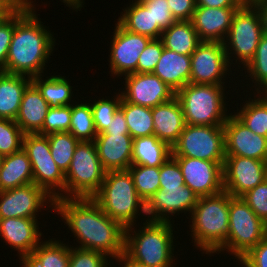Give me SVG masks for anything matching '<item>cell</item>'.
Returning a JSON list of instances; mask_svg holds the SVG:
<instances>
[{
	"label": "cell",
	"instance_id": "obj_1",
	"mask_svg": "<svg viewBox=\"0 0 267 267\" xmlns=\"http://www.w3.org/2000/svg\"><path fill=\"white\" fill-rule=\"evenodd\" d=\"M54 213L68 233L76 238L74 247L98 251L111 260L125 251L126 228L110 218L93 198H56Z\"/></svg>",
	"mask_w": 267,
	"mask_h": 267
},
{
	"label": "cell",
	"instance_id": "obj_2",
	"mask_svg": "<svg viewBox=\"0 0 267 267\" xmlns=\"http://www.w3.org/2000/svg\"><path fill=\"white\" fill-rule=\"evenodd\" d=\"M38 15L32 9L15 11L14 32L6 63L0 71L30 78L48 74L46 67L58 43L54 32Z\"/></svg>",
	"mask_w": 267,
	"mask_h": 267
},
{
	"label": "cell",
	"instance_id": "obj_3",
	"mask_svg": "<svg viewBox=\"0 0 267 267\" xmlns=\"http://www.w3.org/2000/svg\"><path fill=\"white\" fill-rule=\"evenodd\" d=\"M174 225L176 226L170 222L145 220L126 227L124 253L147 267H175L178 258L174 255V250L178 246L174 244L178 241H175L174 236L179 232L174 230Z\"/></svg>",
	"mask_w": 267,
	"mask_h": 267
},
{
	"label": "cell",
	"instance_id": "obj_4",
	"mask_svg": "<svg viewBox=\"0 0 267 267\" xmlns=\"http://www.w3.org/2000/svg\"><path fill=\"white\" fill-rule=\"evenodd\" d=\"M193 246L213 256L226 243L229 231V193L200 197L190 216L185 215ZM192 220V221H191ZM194 240V241H193Z\"/></svg>",
	"mask_w": 267,
	"mask_h": 267
},
{
	"label": "cell",
	"instance_id": "obj_5",
	"mask_svg": "<svg viewBox=\"0 0 267 267\" xmlns=\"http://www.w3.org/2000/svg\"><path fill=\"white\" fill-rule=\"evenodd\" d=\"M233 85L234 87L188 83L177 91L175 97L181 105L186 124L223 126L231 114V111H229L230 106L227 107L229 89L232 87L234 91L237 90L235 92H240V89H237L238 87L235 86H239V82Z\"/></svg>",
	"mask_w": 267,
	"mask_h": 267
},
{
	"label": "cell",
	"instance_id": "obj_6",
	"mask_svg": "<svg viewBox=\"0 0 267 267\" xmlns=\"http://www.w3.org/2000/svg\"><path fill=\"white\" fill-rule=\"evenodd\" d=\"M92 198L104 213L125 228L140 219L147 220L146 204L139 197L129 170L106 172L100 190Z\"/></svg>",
	"mask_w": 267,
	"mask_h": 267
},
{
	"label": "cell",
	"instance_id": "obj_7",
	"mask_svg": "<svg viewBox=\"0 0 267 267\" xmlns=\"http://www.w3.org/2000/svg\"><path fill=\"white\" fill-rule=\"evenodd\" d=\"M267 235V224L241 197L229 194V231L226 243L215 254H226L238 262ZM235 257V258H233Z\"/></svg>",
	"mask_w": 267,
	"mask_h": 267
},
{
	"label": "cell",
	"instance_id": "obj_8",
	"mask_svg": "<svg viewBox=\"0 0 267 267\" xmlns=\"http://www.w3.org/2000/svg\"><path fill=\"white\" fill-rule=\"evenodd\" d=\"M263 35L259 12L246 1L234 14L224 41L228 62L237 73L252 60Z\"/></svg>",
	"mask_w": 267,
	"mask_h": 267
},
{
	"label": "cell",
	"instance_id": "obj_9",
	"mask_svg": "<svg viewBox=\"0 0 267 267\" xmlns=\"http://www.w3.org/2000/svg\"><path fill=\"white\" fill-rule=\"evenodd\" d=\"M105 174L94 141L79 142L65 173V198H92L100 190Z\"/></svg>",
	"mask_w": 267,
	"mask_h": 267
},
{
	"label": "cell",
	"instance_id": "obj_10",
	"mask_svg": "<svg viewBox=\"0 0 267 267\" xmlns=\"http://www.w3.org/2000/svg\"><path fill=\"white\" fill-rule=\"evenodd\" d=\"M22 148L32 165L33 183L54 199L65 198V174L52 158L48 137L25 134Z\"/></svg>",
	"mask_w": 267,
	"mask_h": 267
},
{
	"label": "cell",
	"instance_id": "obj_11",
	"mask_svg": "<svg viewBox=\"0 0 267 267\" xmlns=\"http://www.w3.org/2000/svg\"><path fill=\"white\" fill-rule=\"evenodd\" d=\"M171 156L224 162L226 158L224 127L186 124L171 148Z\"/></svg>",
	"mask_w": 267,
	"mask_h": 267
},
{
	"label": "cell",
	"instance_id": "obj_12",
	"mask_svg": "<svg viewBox=\"0 0 267 267\" xmlns=\"http://www.w3.org/2000/svg\"><path fill=\"white\" fill-rule=\"evenodd\" d=\"M235 74L237 76L238 73L231 68L228 62L224 43L202 41L191 54L189 83L233 86V83L237 84Z\"/></svg>",
	"mask_w": 267,
	"mask_h": 267
},
{
	"label": "cell",
	"instance_id": "obj_13",
	"mask_svg": "<svg viewBox=\"0 0 267 267\" xmlns=\"http://www.w3.org/2000/svg\"><path fill=\"white\" fill-rule=\"evenodd\" d=\"M42 208L54 211V198L34 183L0 191V218L37 219Z\"/></svg>",
	"mask_w": 267,
	"mask_h": 267
},
{
	"label": "cell",
	"instance_id": "obj_14",
	"mask_svg": "<svg viewBox=\"0 0 267 267\" xmlns=\"http://www.w3.org/2000/svg\"><path fill=\"white\" fill-rule=\"evenodd\" d=\"M111 35L109 45V67L110 78H121L130 73H137V63L140 53L145 49L151 38L132 33L124 29L117 21Z\"/></svg>",
	"mask_w": 267,
	"mask_h": 267
},
{
	"label": "cell",
	"instance_id": "obj_15",
	"mask_svg": "<svg viewBox=\"0 0 267 267\" xmlns=\"http://www.w3.org/2000/svg\"><path fill=\"white\" fill-rule=\"evenodd\" d=\"M120 79L124 80L120 85H125L119 88L122 99L135 105L153 108L175 97V92L153 73H130Z\"/></svg>",
	"mask_w": 267,
	"mask_h": 267
},
{
	"label": "cell",
	"instance_id": "obj_16",
	"mask_svg": "<svg viewBox=\"0 0 267 267\" xmlns=\"http://www.w3.org/2000/svg\"><path fill=\"white\" fill-rule=\"evenodd\" d=\"M179 164L185 185L200 198L224 191L223 164L190 157H173Z\"/></svg>",
	"mask_w": 267,
	"mask_h": 267
},
{
	"label": "cell",
	"instance_id": "obj_17",
	"mask_svg": "<svg viewBox=\"0 0 267 267\" xmlns=\"http://www.w3.org/2000/svg\"><path fill=\"white\" fill-rule=\"evenodd\" d=\"M267 178L265 161L240 156H226L223 187L233 197H241Z\"/></svg>",
	"mask_w": 267,
	"mask_h": 267
},
{
	"label": "cell",
	"instance_id": "obj_18",
	"mask_svg": "<svg viewBox=\"0 0 267 267\" xmlns=\"http://www.w3.org/2000/svg\"><path fill=\"white\" fill-rule=\"evenodd\" d=\"M198 198L186 185L173 189H158L146 203L145 215L147 220L175 223L173 216L179 218L180 213L190 216Z\"/></svg>",
	"mask_w": 267,
	"mask_h": 267
},
{
	"label": "cell",
	"instance_id": "obj_19",
	"mask_svg": "<svg viewBox=\"0 0 267 267\" xmlns=\"http://www.w3.org/2000/svg\"><path fill=\"white\" fill-rule=\"evenodd\" d=\"M223 127L226 156L266 160L267 137L249 130L232 112Z\"/></svg>",
	"mask_w": 267,
	"mask_h": 267
},
{
	"label": "cell",
	"instance_id": "obj_20",
	"mask_svg": "<svg viewBox=\"0 0 267 267\" xmlns=\"http://www.w3.org/2000/svg\"><path fill=\"white\" fill-rule=\"evenodd\" d=\"M40 224L33 218H0V237L6 246L10 245L14 252L17 251L19 259L28 258L45 240L44 233L39 231L42 228Z\"/></svg>",
	"mask_w": 267,
	"mask_h": 267
},
{
	"label": "cell",
	"instance_id": "obj_21",
	"mask_svg": "<svg viewBox=\"0 0 267 267\" xmlns=\"http://www.w3.org/2000/svg\"><path fill=\"white\" fill-rule=\"evenodd\" d=\"M239 8L196 7L191 22L200 40L224 43Z\"/></svg>",
	"mask_w": 267,
	"mask_h": 267
},
{
	"label": "cell",
	"instance_id": "obj_22",
	"mask_svg": "<svg viewBox=\"0 0 267 267\" xmlns=\"http://www.w3.org/2000/svg\"><path fill=\"white\" fill-rule=\"evenodd\" d=\"M94 144L106 172L128 170L132 165L133 138L130 134H97Z\"/></svg>",
	"mask_w": 267,
	"mask_h": 267
},
{
	"label": "cell",
	"instance_id": "obj_23",
	"mask_svg": "<svg viewBox=\"0 0 267 267\" xmlns=\"http://www.w3.org/2000/svg\"><path fill=\"white\" fill-rule=\"evenodd\" d=\"M154 135L170 148L177 142L186 122L176 97L152 108Z\"/></svg>",
	"mask_w": 267,
	"mask_h": 267
},
{
	"label": "cell",
	"instance_id": "obj_24",
	"mask_svg": "<svg viewBox=\"0 0 267 267\" xmlns=\"http://www.w3.org/2000/svg\"><path fill=\"white\" fill-rule=\"evenodd\" d=\"M49 109V104L31 82L23 93L15 122L24 134H37L43 128Z\"/></svg>",
	"mask_w": 267,
	"mask_h": 267
},
{
	"label": "cell",
	"instance_id": "obj_25",
	"mask_svg": "<svg viewBox=\"0 0 267 267\" xmlns=\"http://www.w3.org/2000/svg\"><path fill=\"white\" fill-rule=\"evenodd\" d=\"M152 73L176 93L190 81L191 56L164 48Z\"/></svg>",
	"mask_w": 267,
	"mask_h": 267
},
{
	"label": "cell",
	"instance_id": "obj_26",
	"mask_svg": "<svg viewBox=\"0 0 267 267\" xmlns=\"http://www.w3.org/2000/svg\"><path fill=\"white\" fill-rule=\"evenodd\" d=\"M32 78L0 71V118L15 120L22 96Z\"/></svg>",
	"mask_w": 267,
	"mask_h": 267
},
{
	"label": "cell",
	"instance_id": "obj_27",
	"mask_svg": "<svg viewBox=\"0 0 267 267\" xmlns=\"http://www.w3.org/2000/svg\"><path fill=\"white\" fill-rule=\"evenodd\" d=\"M129 4V5H128ZM127 6H123L117 22L126 30L147 36L151 39L161 38L163 30L159 26H153L151 11L140 1L130 0Z\"/></svg>",
	"mask_w": 267,
	"mask_h": 267
},
{
	"label": "cell",
	"instance_id": "obj_28",
	"mask_svg": "<svg viewBox=\"0 0 267 267\" xmlns=\"http://www.w3.org/2000/svg\"><path fill=\"white\" fill-rule=\"evenodd\" d=\"M245 98L246 100L241 99L240 105L236 101L235 108H237V112L233 108L231 109L233 110L232 113L249 130L255 134L267 137V98L263 93H249L246 94Z\"/></svg>",
	"mask_w": 267,
	"mask_h": 267
},
{
	"label": "cell",
	"instance_id": "obj_29",
	"mask_svg": "<svg viewBox=\"0 0 267 267\" xmlns=\"http://www.w3.org/2000/svg\"><path fill=\"white\" fill-rule=\"evenodd\" d=\"M33 183V170L28 155L23 148L4 156L0 169V191Z\"/></svg>",
	"mask_w": 267,
	"mask_h": 267
},
{
	"label": "cell",
	"instance_id": "obj_30",
	"mask_svg": "<svg viewBox=\"0 0 267 267\" xmlns=\"http://www.w3.org/2000/svg\"><path fill=\"white\" fill-rule=\"evenodd\" d=\"M51 74L53 72L49 73V76L33 77L32 83L37 87L50 108L72 105L77 98H74L75 92L72 91L74 87L70 84L71 81L66 76L59 75L58 72Z\"/></svg>",
	"mask_w": 267,
	"mask_h": 267
},
{
	"label": "cell",
	"instance_id": "obj_31",
	"mask_svg": "<svg viewBox=\"0 0 267 267\" xmlns=\"http://www.w3.org/2000/svg\"><path fill=\"white\" fill-rule=\"evenodd\" d=\"M241 71L242 72H239L240 74L236 78H237V82H238V80L240 82V88L242 87L241 90H243V92H241V93H243V95H245V91H246V93L247 92L248 93L249 92L250 93H263L267 89V35L264 34L261 37L254 57L246 65V67ZM243 71L245 73H243ZM239 76H243L244 78L245 77L246 78L240 79L242 77H239ZM248 77H250V78H248ZM241 82H244V83H241ZM244 86L249 88L248 90H250V91H248L247 88H245L246 89L245 90L243 88Z\"/></svg>",
	"mask_w": 267,
	"mask_h": 267
},
{
	"label": "cell",
	"instance_id": "obj_32",
	"mask_svg": "<svg viewBox=\"0 0 267 267\" xmlns=\"http://www.w3.org/2000/svg\"><path fill=\"white\" fill-rule=\"evenodd\" d=\"M171 156V148L155 135L133 139L132 164L160 167Z\"/></svg>",
	"mask_w": 267,
	"mask_h": 267
},
{
	"label": "cell",
	"instance_id": "obj_33",
	"mask_svg": "<svg viewBox=\"0 0 267 267\" xmlns=\"http://www.w3.org/2000/svg\"><path fill=\"white\" fill-rule=\"evenodd\" d=\"M164 48L178 54L190 55L202 42L191 21H176L162 32L161 38Z\"/></svg>",
	"mask_w": 267,
	"mask_h": 267
},
{
	"label": "cell",
	"instance_id": "obj_34",
	"mask_svg": "<svg viewBox=\"0 0 267 267\" xmlns=\"http://www.w3.org/2000/svg\"><path fill=\"white\" fill-rule=\"evenodd\" d=\"M42 241L31 253L28 259L36 267H69L70 243L61 239L50 238ZM50 238V239H49ZM58 239V240H56Z\"/></svg>",
	"mask_w": 267,
	"mask_h": 267
},
{
	"label": "cell",
	"instance_id": "obj_35",
	"mask_svg": "<svg viewBox=\"0 0 267 267\" xmlns=\"http://www.w3.org/2000/svg\"><path fill=\"white\" fill-rule=\"evenodd\" d=\"M120 109L124 113L129 134L133 139L154 135L152 108L135 105L122 99Z\"/></svg>",
	"mask_w": 267,
	"mask_h": 267
},
{
	"label": "cell",
	"instance_id": "obj_36",
	"mask_svg": "<svg viewBox=\"0 0 267 267\" xmlns=\"http://www.w3.org/2000/svg\"><path fill=\"white\" fill-rule=\"evenodd\" d=\"M77 100L71 105V122L69 132L79 141H94L97 136L95 130L90 101ZM86 101V102H85ZM88 102V103H87Z\"/></svg>",
	"mask_w": 267,
	"mask_h": 267
},
{
	"label": "cell",
	"instance_id": "obj_37",
	"mask_svg": "<svg viewBox=\"0 0 267 267\" xmlns=\"http://www.w3.org/2000/svg\"><path fill=\"white\" fill-rule=\"evenodd\" d=\"M46 136L49 140L52 158L65 174L70 167L79 141L70 132H56Z\"/></svg>",
	"mask_w": 267,
	"mask_h": 267
},
{
	"label": "cell",
	"instance_id": "obj_38",
	"mask_svg": "<svg viewBox=\"0 0 267 267\" xmlns=\"http://www.w3.org/2000/svg\"><path fill=\"white\" fill-rule=\"evenodd\" d=\"M128 170L132 175L139 197L146 204L160 188V167L132 164Z\"/></svg>",
	"mask_w": 267,
	"mask_h": 267
},
{
	"label": "cell",
	"instance_id": "obj_39",
	"mask_svg": "<svg viewBox=\"0 0 267 267\" xmlns=\"http://www.w3.org/2000/svg\"><path fill=\"white\" fill-rule=\"evenodd\" d=\"M113 93V97L105 96L106 99L104 96L99 97L97 100L96 98L93 100L88 99L92 108V116L97 134L104 132L108 128L109 122L112 121L114 114L120 108L121 93L118 89Z\"/></svg>",
	"mask_w": 267,
	"mask_h": 267
},
{
	"label": "cell",
	"instance_id": "obj_40",
	"mask_svg": "<svg viewBox=\"0 0 267 267\" xmlns=\"http://www.w3.org/2000/svg\"><path fill=\"white\" fill-rule=\"evenodd\" d=\"M24 133L15 120L0 118V155H11L22 149Z\"/></svg>",
	"mask_w": 267,
	"mask_h": 267
},
{
	"label": "cell",
	"instance_id": "obj_41",
	"mask_svg": "<svg viewBox=\"0 0 267 267\" xmlns=\"http://www.w3.org/2000/svg\"><path fill=\"white\" fill-rule=\"evenodd\" d=\"M111 265L114 266V261L105 254L77 248L70 244L69 267H112Z\"/></svg>",
	"mask_w": 267,
	"mask_h": 267
},
{
	"label": "cell",
	"instance_id": "obj_42",
	"mask_svg": "<svg viewBox=\"0 0 267 267\" xmlns=\"http://www.w3.org/2000/svg\"><path fill=\"white\" fill-rule=\"evenodd\" d=\"M71 105L52 107L49 109L40 135L56 132H69L71 122Z\"/></svg>",
	"mask_w": 267,
	"mask_h": 267
},
{
	"label": "cell",
	"instance_id": "obj_43",
	"mask_svg": "<svg viewBox=\"0 0 267 267\" xmlns=\"http://www.w3.org/2000/svg\"><path fill=\"white\" fill-rule=\"evenodd\" d=\"M241 198L267 224V178Z\"/></svg>",
	"mask_w": 267,
	"mask_h": 267
},
{
	"label": "cell",
	"instance_id": "obj_44",
	"mask_svg": "<svg viewBox=\"0 0 267 267\" xmlns=\"http://www.w3.org/2000/svg\"><path fill=\"white\" fill-rule=\"evenodd\" d=\"M162 40L152 39L140 53L137 63V73H152L163 52Z\"/></svg>",
	"mask_w": 267,
	"mask_h": 267
},
{
	"label": "cell",
	"instance_id": "obj_45",
	"mask_svg": "<svg viewBox=\"0 0 267 267\" xmlns=\"http://www.w3.org/2000/svg\"><path fill=\"white\" fill-rule=\"evenodd\" d=\"M185 185L181 168L178 162L170 156L160 166V188L159 189H173Z\"/></svg>",
	"mask_w": 267,
	"mask_h": 267
},
{
	"label": "cell",
	"instance_id": "obj_46",
	"mask_svg": "<svg viewBox=\"0 0 267 267\" xmlns=\"http://www.w3.org/2000/svg\"><path fill=\"white\" fill-rule=\"evenodd\" d=\"M153 16V26H159L163 31L177 20L174 18L167 0H140Z\"/></svg>",
	"mask_w": 267,
	"mask_h": 267
},
{
	"label": "cell",
	"instance_id": "obj_47",
	"mask_svg": "<svg viewBox=\"0 0 267 267\" xmlns=\"http://www.w3.org/2000/svg\"><path fill=\"white\" fill-rule=\"evenodd\" d=\"M241 267H267V235L236 264Z\"/></svg>",
	"mask_w": 267,
	"mask_h": 267
},
{
	"label": "cell",
	"instance_id": "obj_48",
	"mask_svg": "<svg viewBox=\"0 0 267 267\" xmlns=\"http://www.w3.org/2000/svg\"><path fill=\"white\" fill-rule=\"evenodd\" d=\"M15 27V11L0 24V70L4 67Z\"/></svg>",
	"mask_w": 267,
	"mask_h": 267
},
{
	"label": "cell",
	"instance_id": "obj_49",
	"mask_svg": "<svg viewBox=\"0 0 267 267\" xmlns=\"http://www.w3.org/2000/svg\"><path fill=\"white\" fill-rule=\"evenodd\" d=\"M170 11L177 21H191L196 0H167Z\"/></svg>",
	"mask_w": 267,
	"mask_h": 267
},
{
	"label": "cell",
	"instance_id": "obj_50",
	"mask_svg": "<svg viewBox=\"0 0 267 267\" xmlns=\"http://www.w3.org/2000/svg\"><path fill=\"white\" fill-rule=\"evenodd\" d=\"M100 134H129L127 121L120 108L114 114L112 121L109 122L108 128Z\"/></svg>",
	"mask_w": 267,
	"mask_h": 267
},
{
	"label": "cell",
	"instance_id": "obj_51",
	"mask_svg": "<svg viewBox=\"0 0 267 267\" xmlns=\"http://www.w3.org/2000/svg\"><path fill=\"white\" fill-rule=\"evenodd\" d=\"M247 0H196V7H241Z\"/></svg>",
	"mask_w": 267,
	"mask_h": 267
},
{
	"label": "cell",
	"instance_id": "obj_52",
	"mask_svg": "<svg viewBox=\"0 0 267 267\" xmlns=\"http://www.w3.org/2000/svg\"><path fill=\"white\" fill-rule=\"evenodd\" d=\"M260 15L263 33L267 35V0H249Z\"/></svg>",
	"mask_w": 267,
	"mask_h": 267
},
{
	"label": "cell",
	"instance_id": "obj_53",
	"mask_svg": "<svg viewBox=\"0 0 267 267\" xmlns=\"http://www.w3.org/2000/svg\"><path fill=\"white\" fill-rule=\"evenodd\" d=\"M0 4L11 8L13 11L31 9L30 0H0Z\"/></svg>",
	"mask_w": 267,
	"mask_h": 267
},
{
	"label": "cell",
	"instance_id": "obj_54",
	"mask_svg": "<svg viewBox=\"0 0 267 267\" xmlns=\"http://www.w3.org/2000/svg\"><path fill=\"white\" fill-rule=\"evenodd\" d=\"M120 267H147L130 259L125 253L114 259Z\"/></svg>",
	"mask_w": 267,
	"mask_h": 267
},
{
	"label": "cell",
	"instance_id": "obj_55",
	"mask_svg": "<svg viewBox=\"0 0 267 267\" xmlns=\"http://www.w3.org/2000/svg\"><path fill=\"white\" fill-rule=\"evenodd\" d=\"M60 1L64 3L63 5L73 10V12L75 11L78 12V10L81 11V9L84 8L83 5L85 4L84 0H60Z\"/></svg>",
	"mask_w": 267,
	"mask_h": 267
},
{
	"label": "cell",
	"instance_id": "obj_56",
	"mask_svg": "<svg viewBox=\"0 0 267 267\" xmlns=\"http://www.w3.org/2000/svg\"><path fill=\"white\" fill-rule=\"evenodd\" d=\"M13 12V10L5 5L0 4V24Z\"/></svg>",
	"mask_w": 267,
	"mask_h": 267
},
{
	"label": "cell",
	"instance_id": "obj_57",
	"mask_svg": "<svg viewBox=\"0 0 267 267\" xmlns=\"http://www.w3.org/2000/svg\"><path fill=\"white\" fill-rule=\"evenodd\" d=\"M22 266L20 267H36L28 258L19 259Z\"/></svg>",
	"mask_w": 267,
	"mask_h": 267
},
{
	"label": "cell",
	"instance_id": "obj_58",
	"mask_svg": "<svg viewBox=\"0 0 267 267\" xmlns=\"http://www.w3.org/2000/svg\"><path fill=\"white\" fill-rule=\"evenodd\" d=\"M30 2H31V9H32V10H35V11H39V10H37V8L35 7V6H37V3H35L33 0H30Z\"/></svg>",
	"mask_w": 267,
	"mask_h": 267
},
{
	"label": "cell",
	"instance_id": "obj_59",
	"mask_svg": "<svg viewBox=\"0 0 267 267\" xmlns=\"http://www.w3.org/2000/svg\"><path fill=\"white\" fill-rule=\"evenodd\" d=\"M2 161H3V157L0 155V169H1Z\"/></svg>",
	"mask_w": 267,
	"mask_h": 267
},
{
	"label": "cell",
	"instance_id": "obj_60",
	"mask_svg": "<svg viewBox=\"0 0 267 267\" xmlns=\"http://www.w3.org/2000/svg\"><path fill=\"white\" fill-rule=\"evenodd\" d=\"M263 94H264L265 97L267 98V89L263 92Z\"/></svg>",
	"mask_w": 267,
	"mask_h": 267
},
{
	"label": "cell",
	"instance_id": "obj_61",
	"mask_svg": "<svg viewBox=\"0 0 267 267\" xmlns=\"http://www.w3.org/2000/svg\"><path fill=\"white\" fill-rule=\"evenodd\" d=\"M265 165H266V173H267V158L265 160Z\"/></svg>",
	"mask_w": 267,
	"mask_h": 267
}]
</instances>
